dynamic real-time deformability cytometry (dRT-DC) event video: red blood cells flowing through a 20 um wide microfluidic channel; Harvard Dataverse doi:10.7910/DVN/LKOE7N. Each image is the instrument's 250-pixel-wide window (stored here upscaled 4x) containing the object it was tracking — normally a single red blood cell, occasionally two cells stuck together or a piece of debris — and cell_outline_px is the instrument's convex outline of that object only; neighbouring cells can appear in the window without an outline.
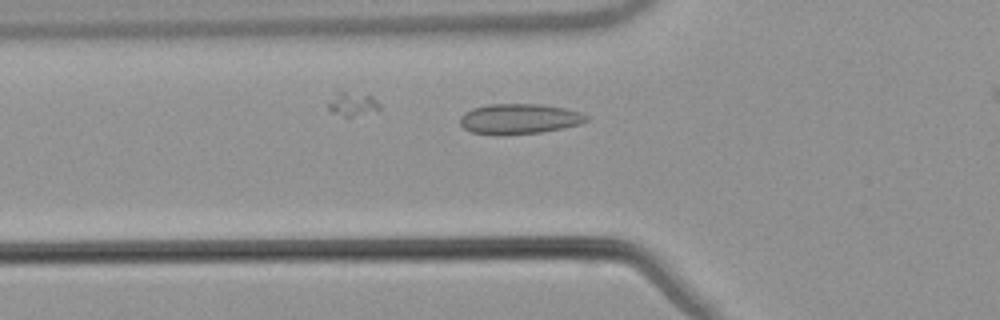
{"species": "common noctule bat (a hibernating species)", "species_latin": "Nyctalus noctula", "temperature_condition": "warm", "stored_images_in_passage": 40, "camera_frame_rate_fps": 3000, "um_per_image_px": 0.085, "animal": {"sex": "male", "body_mass_g": 21.5, "forearm_length_mm": 52.0}, "frame": {"image": 1, "passage_image": 11, "time_ms": 3.333, "image_size_px": [1000, 320], "cell_outline_px": [[588, 120], [580, 124], [564, 128], [540, 132], [496, 136], [472, 132], [464, 128], [460, 124], [460, 116], [464, 112], [472, 108], [488, 104], [540, 104], [564, 108], [580, 112], [588, 116]], "centroid_in_image_um": [44.11, 10.11], "position_along_channel_um": 81.7, "area_um2": 22.48}}
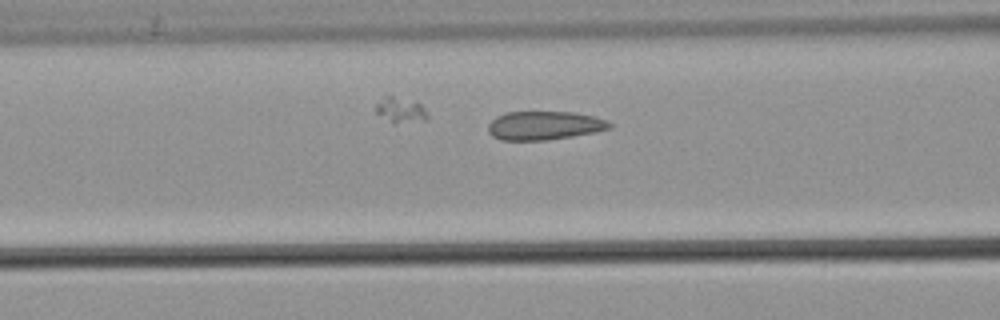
{"frame": {"image": 2, "passage_image": 14, "time_ms": 4.333, "image_size_px": [1000, 320], "cell_outline_px": [[612, 128], [572, 136], [548, 140], [500, 140], [492, 136], [488, 132], [488, 124], [496, 116], [504, 112], [576, 112], [608, 120], [612, 124]], "centroid_in_image_um": [46.24, 10.66], "position_along_channel_um": 120.4, "area_um2": 20.35}}
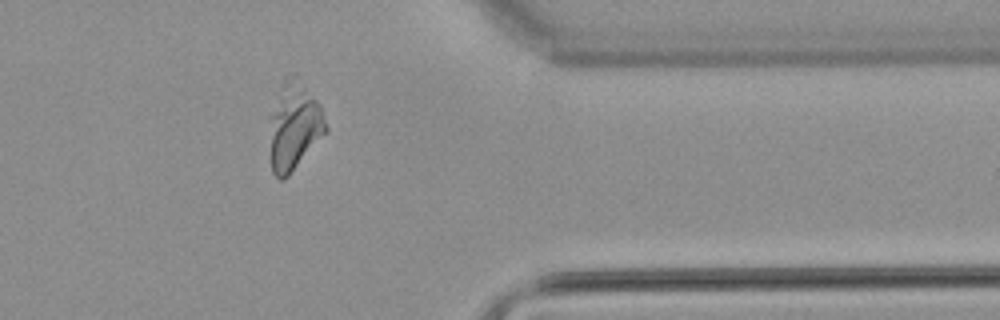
{"frame": {"image": 3, "passage_image": 36, "time_ms": 11.667, "image_size_px": [1000, 320], "cell_outline_px": [[328, 132], [288, 176], [284, 180], [280, 180], [272, 172], [268, 116], [284, 100], [304, 88], [320, 104], [328, 128]], "centroid_in_image_um": [25.06, 11.2], "position_along_channel_um": 386.3, "area_um2": 25.32}}